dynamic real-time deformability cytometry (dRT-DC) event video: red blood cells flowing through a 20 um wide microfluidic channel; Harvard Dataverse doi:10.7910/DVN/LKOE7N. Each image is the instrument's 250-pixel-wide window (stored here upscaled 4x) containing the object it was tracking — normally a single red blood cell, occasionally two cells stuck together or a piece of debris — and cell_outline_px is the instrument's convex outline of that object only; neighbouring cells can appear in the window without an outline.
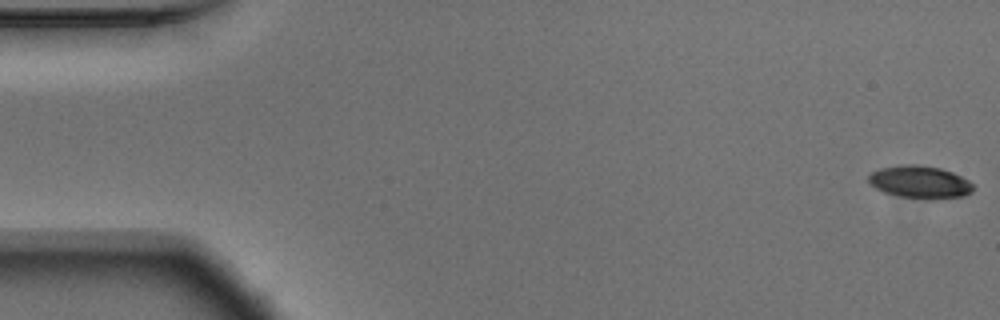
{"species": "Egyptian fruit bat (a non-hibernating species)", "species_latin": "Rousettus aegyptiacus", "temperature_condition": "warm", "stored_images_in_passage": 54, "camera_frame_rate_fps": 3000, "um_per_image_px": 0.085, "animal": {"sex": "male"}, "frame": {"image": 1, "passage_image": 1, "time_ms": 0.0, "image_size_px": [1000, 320], "cell_outline_px": [[972, 192], [964, 196], [932, 200], [900, 196], [884, 192], [876, 188], [868, 180], [868, 176], [872, 172], [880, 168], [904, 164], [916, 164], [940, 168], [952, 172], [968, 180], [972, 184]], "centroid_in_image_um": [78.2, 15.48], "position_along_channel_um": 6.8, "area_um2": 19.83}}
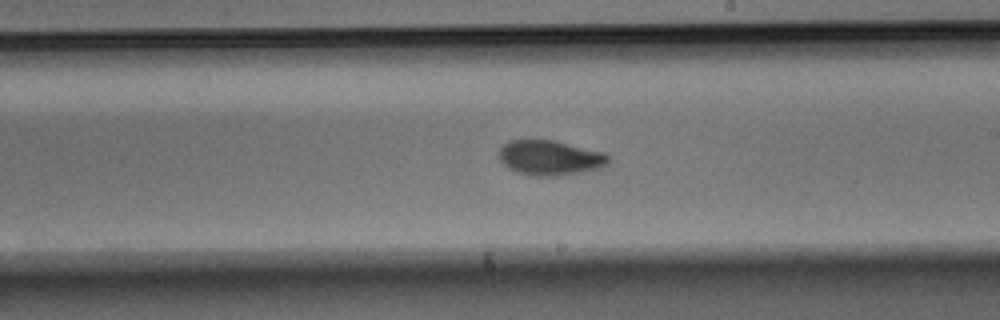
{"frame": {"image": 2, "passage_image": 31, "time_ms": 10.0, "image_size_px": [1000, 320], "cell_outline_px": [[608, 164], [600, 168], [580, 172], [556, 176], [536, 176], [516, 172], [508, 168], [500, 160], [500, 148], [508, 140], [552, 140], [604, 152], [608, 156]], "centroid_in_image_um": [46.74, 13.41], "position_along_channel_um": 242.3, "area_um2": 22.08}}
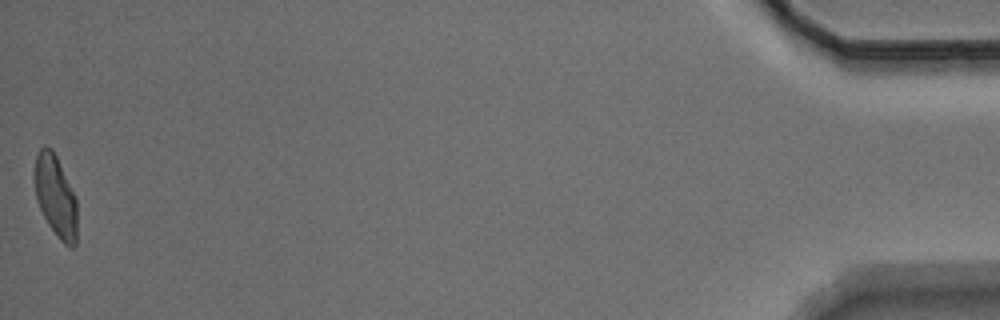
{"frame": {"image": 3, "passage_image": 54, "time_ms": 17.667, "image_size_px": [1000, 320], "cell_outline_px": [[76, 244], [72, 248], [64, 244], [60, 240], [48, 224], [36, 200], [32, 176], [36, 152], [44, 144], [52, 148], [76, 196]], "centroid_in_image_um": [4.68, 16.62], "position_along_channel_um": 430.5, "area_um2": 20.69}, "authors_computed_cell_mechanics": {"area_um2": 21.2704, "velocity_mm_per_s": 3.7484, "shape_relaxation_time_tau1_ms": 3.0262, "shape_relaxation_time_tau2_ms": 2.0404, "deformation_change_tau1": 0.1502, "deformation_change_tau2": 0.0607}}